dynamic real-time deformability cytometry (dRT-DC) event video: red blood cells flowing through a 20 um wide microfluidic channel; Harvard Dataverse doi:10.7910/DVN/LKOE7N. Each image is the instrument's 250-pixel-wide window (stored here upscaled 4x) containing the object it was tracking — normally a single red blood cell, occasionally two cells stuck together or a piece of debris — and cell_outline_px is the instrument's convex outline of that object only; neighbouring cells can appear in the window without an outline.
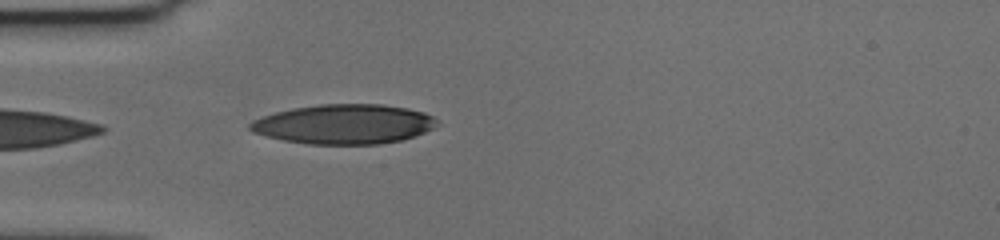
{"species": "human", "species_latin": "Homo sapiens", "temperature_condition": "cold", "stored_images_in_passage": 10, "camera_frame_rate_fps": 3000, "um_per_image_px": 0.085, "donor": {"sex": "female"}, "frame": {"image": 1, "passage_image": 1, "time_ms": 0.0, "image_size_px": [1000, 240], "cell_outline_px": [[440, 124], [416, 136], [400, 140], [380, 144], [308, 144], [284, 140], [264, 136], [252, 132], [248, 128], [248, 124], [252, 120], [276, 112], [292, 108], [320, 104], [380, 104], [408, 108], [424, 112], [432, 116]], "centroid_in_image_um": [29.23, 10.55], "position_along_channel_um": 55.8, "area_um2": 43.29}}
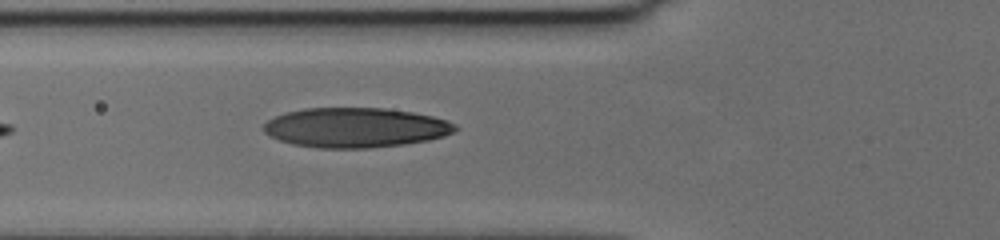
{"frame": {"image": 2, "passage_image": 5, "time_ms": 1.333, "image_size_px": [1000, 240], "cell_outline_px": [[460, 128], [456, 132], [444, 136], [428, 140], [404, 144], [368, 148], [316, 148], [292, 144], [268, 136], [264, 132], [264, 124], [268, 120], [284, 112], [304, 108], [384, 108], [412, 112], [432, 116], [448, 120], [456, 124]], "centroid_in_image_um": [30.23, 10.84], "position_along_channel_um": 95.6, "area_um2": 44.68}}